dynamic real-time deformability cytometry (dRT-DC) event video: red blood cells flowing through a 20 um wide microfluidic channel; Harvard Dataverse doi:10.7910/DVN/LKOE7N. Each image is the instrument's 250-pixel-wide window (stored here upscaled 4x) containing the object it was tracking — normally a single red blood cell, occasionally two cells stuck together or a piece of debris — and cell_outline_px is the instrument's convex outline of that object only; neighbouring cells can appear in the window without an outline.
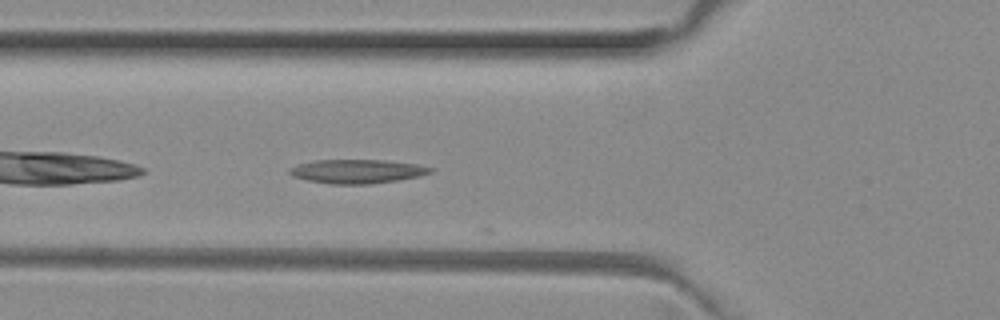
{"species": "common noctule bat (a hibernating species)", "species_latin": "Nyctalus noctula", "temperature_condition": "room temperature", "stored_images_in_passage": 12, "camera_frame_rate_fps": 3000, "um_per_image_px": 0.085, "animal": {"sex": "female", "body_mass_g": 29.2, "forearm_length_mm": 56.3}, "frame": {"image": 1, "passage_image": 11, "time_ms": 3.333, "image_size_px": [1000, 320], "cell_outline_px": [[436, 168], [432, 172], [420, 176], [372, 184], [328, 184], [308, 180], [292, 176], [288, 172], [288, 168], [312, 160], [384, 160], [416, 164]], "centroid_in_image_um": [30.36, 14.56], "position_along_channel_um": 95.4, "area_um2": 19.71}}